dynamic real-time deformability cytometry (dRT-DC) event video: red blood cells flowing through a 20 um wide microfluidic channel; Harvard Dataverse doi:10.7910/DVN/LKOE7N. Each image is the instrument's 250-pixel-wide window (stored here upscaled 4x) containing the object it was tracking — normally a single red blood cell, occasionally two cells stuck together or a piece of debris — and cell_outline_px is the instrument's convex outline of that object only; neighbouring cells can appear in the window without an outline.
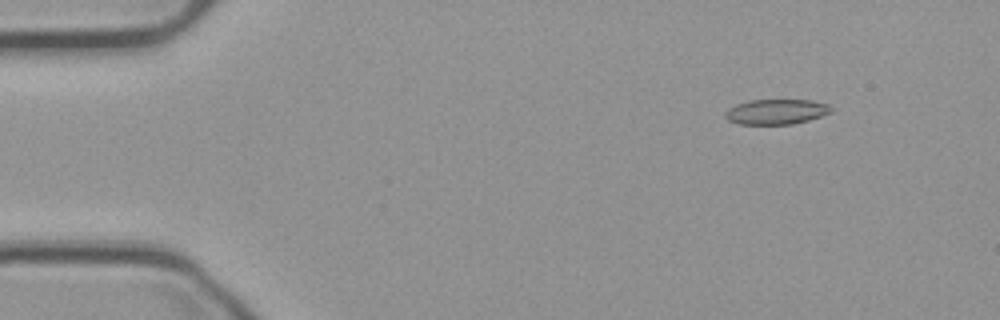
{"species": "common noctule bat (a hibernating species)", "species_latin": "Nyctalus noctula", "temperature_condition": "cold", "stored_images_in_passage": 56, "camera_frame_rate_fps": 3000, "um_per_image_px": 0.085, "animal": {"sex": "male", "body_mass_g": 23.1, "forearm_length_mm": 52.7}, "frame": {"image": 1, "passage_image": 7, "time_ms": 2.0, "image_size_px": [1000, 320], "cell_outline_px": [[832, 112], [808, 120], [792, 124], [740, 124], [728, 120], [724, 116], [728, 108], [736, 104], [748, 100], [812, 100], [828, 104], [832, 108]], "centroid_in_image_um": [65.97, 9.49], "position_along_channel_um": 19.0, "area_um2": 15.49}}
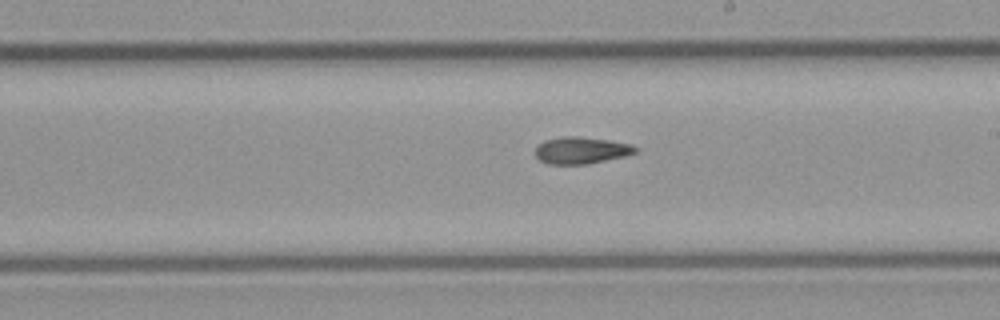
{"frame": {"image": 2, "passage_image": 32, "time_ms": 10.333, "image_size_px": [1000, 320], "cell_outline_px": [[636, 152], [624, 156], [588, 164], [548, 164], [540, 160], [536, 156], [536, 148], [544, 140], [560, 136], [576, 136], [608, 140], [632, 144], [636, 148]], "centroid_in_image_um": [49.38, 12.77], "position_along_channel_um": 239.6, "area_um2": 15.55}}
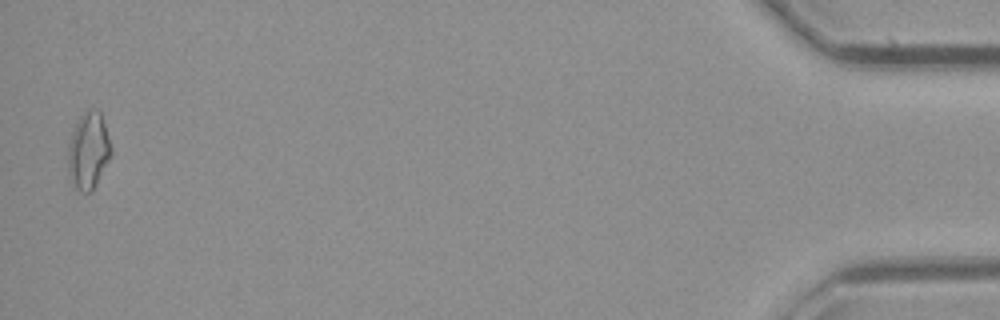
{"frame": {"image": 3, "passage_image": 55, "time_ms": 18.0, "image_size_px": [1000, 320], "cell_outline_px": [[112, 156], [92, 192], [80, 192], [76, 188], [68, 172], [68, 144], [72, 132], [80, 116], [88, 108], [96, 108], [100, 112], [112, 148]], "centroid_in_image_um": [7.53, 12.82], "position_along_channel_um": 427.7, "area_um2": 19.36}, "authors_computed_cell_mechanics": {"area_um2": 15.8661, "velocity_mm_per_s": 3.727, "shape_relaxation_time_tau1_ms": null, "shape_relaxation_time_tau2_ms": 9.1673, "deformation_change_tau1": null, "deformation_change_tau2": 0.1618}}